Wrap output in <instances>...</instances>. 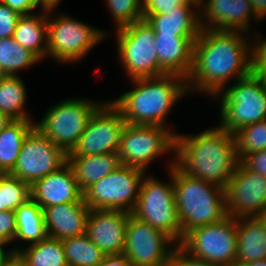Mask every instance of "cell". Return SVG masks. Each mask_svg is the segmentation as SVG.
<instances>
[{"label": "cell", "instance_id": "28", "mask_svg": "<svg viewBox=\"0 0 266 266\" xmlns=\"http://www.w3.org/2000/svg\"><path fill=\"white\" fill-rule=\"evenodd\" d=\"M16 214V237L14 241L21 240L38 243L45 239L48 234L43 218L42 208L31 198L15 210Z\"/></svg>", "mask_w": 266, "mask_h": 266}, {"label": "cell", "instance_id": "32", "mask_svg": "<svg viewBox=\"0 0 266 266\" xmlns=\"http://www.w3.org/2000/svg\"><path fill=\"white\" fill-rule=\"evenodd\" d=\"M239 161L248 154L266 149V119L237 130L234 134Z\"/></svg>", "mask_w": 266, "mask_h": 266}, {"label": "cell", "instance_id": "36", "mask_svg": "<svg viewBox=\"0 0 266 266\" xmlns=\"http://www.w3.org/2000/svg\"><path fill=\"white\" fill-rule=\"evenodd\" d=\"M20 16L21 14L0 1V39L13 36Z\"/></svg>", "mask_w": 266, "mask_h": 266}, {"label": "cell", "instance_id": "15", "mask_svg": "<svg viewBox=\"0 0 266 266\" xmlns=\"http://www.w3.org/2000/svg\"><path fill=\"white\" fill-rule=\"evenodd\" d=\"M125 125L121 112L110 101L104 102L90 118L85 131L68 156L118 153Z\"/></svg>", "mask_w": 266, "mask_h": 266}, {"label": "cell", "instance_id": "7", "mask_svg": "<svg viewBox=\"0 0 266 266\" xmlns=\"http://www.w3.org/2000/svg\"><path fill=\"white\" fill-rule=\"evenodd\" d=\"M103 103L80 98L61 100L47 109L42 120L35 123V127L69 154L85 131L90 118Z\"/></svg>", "mask_w": 266, "mask_h": 266}, {"label": "cell", "instance_id": "5", "mask_svg": "<svg viewBox=\"0 0 266 266\" xmlns=\"http://www.w3.org/2000/svg\"><path fill=\"white\" fill-rule=\"evenodd\" d=\"M174 163L175 160L170 162L167 169L170 183L162 182L151 175L143 176L138 201L132 214L169 236L176 246L180 244L184 235L174 199Z\"/></svg>", "mask_w": 266, "mask_h": 266}, {"label": "cell", "instance_id": "24", "mask_svg": "<svg viewBox=\"0 0 266 266\" xmlns=\"http://www.w3.org/2000/svg\"><path fill=\"white\" fill-rule=\"evenodd\" d=\"M68 164L82 192L122 165L118 153L68 156Z\"/></svg>", "mask_w": 266, "mask_h": 266}, {"label": "cell", "instance_id": "4", "mask_svg": "<svg viewBox=\"0 0 266 266\" xmlns=\"http://www.w3.org/2000/svg\"><path fill=\"white\" fill-rule=\"evenodd\" d=\"M174 199L184 235L228 216L223 187L192 177L173 164Z\"/></svg>", "mask_w": 266, "mask_h": 266}, {"label": "cell", "instance_id": "16", "mask_svg": "<svg viewBox=\"0 0 266 266\" xmlns=\"http://www.w3.org/2000/svg\"><path fill=\"white\" fill-rule=\"evenodd\" d=\"M226 193L227 214L234 218L266 216V177L239 161Z\"/></svg>", "mask_w": 266, "mask_h": 266}, {"label": "cell", "instance_id": "40", "mask_svg": "<svg viewBox=\"0 0 266 266\" xmlns=\"http://www.w3.org/2000/svg\"><path fill=\"white\" fill-rule=\"evenodd\" d=\"M241 162L249 170L266 177V149L248 154Z\"/></svg>", "mask_w": 266, "mask_h": 266}, {"label": "cell", "instance_id": "51", "mask_svg": "<svg viewBox=\"0 0 266 266\" xmlns=\"http://www.w3.org/2000/svg\"><path fill=\"white\" fill-rule=\"evenodd\" d=\"M0 212H2V199H1V191H0Z\"/></svg>", "mask_w": 266, "mask_h": 266}, {"label": "cell", "instance_id": "50", "mask_svg": "<svg viewBox=\"0 0 266 266\" xmlns=\"http://www.w3.org/2000/svg\"><path fill=\"white\" fill-rule=\"evenodd\" d=\"M7 255L0 249V266H2L3 260Z\"/></svg>", "mask_w": 266, "mask_h": 266}, {"label": "cell", "instance_id": "3", "mask_svg": "<svg viewBox=\"0 0 266 266\" xmlns=\"http://www.w3.org/2000/svg\"><path fill=\"white\" fill-rule=\"evenodd\" d=\"M130 91L110 101L130 125L166 127L171 108L188 93L186 79L176 74L133 79Z\"/></svg>", "mask_w": 266, "mask_h": 266}, {"label": "cell", "instance_id": "20", "mask_svg": "<svg viewBox=\"0 0 266 266\" xmlns=\"http://www.w3.org/2000/svg\"><path fill=\"white\" fill-rule=\"evenodd\" d=\"M198 37L199 35L155 34L161 71L186 79L192 68L194 42Z\"/></svg>", "mask_w": 266, "mask_h": 266}, {"label": "cell", "instance_id": "29", "mask_svg": "<svg viewBox=\"0 0 266 266\" xmlns=\"http://www.w3.org/2000/svg\"><path fill=\"white\" fill-rule=\"evenodd\" d=\"M17 253L28 266H68L61 240L47 236L24 250L16 247Z\"/></svg>", "mask_w": 266, "mask_h": 266}, {"label": "cell", "instance_id": "47", "mask_svg": "<svg viewBox=\"0 0 266 266\" xmlns=\"http://www.w3.org/2000/svg\"><path fill=\"white\" fill-rule=\"evenodd\" d=\"M235 266H266V259L248 263L235 264Z\"/></svg>", "mask_w": 266, "mask_h": 266}, {"label": "cell", "instance_id": "19", "mask_svg": "<svg viewBox=\"0 0 266 266\" xmlns=\"http://www.w3.org/2000/svg\"><path fill=\"white\" fill-rule=\"evenodd\" d=\"M31 198L43 209L47 206L79 202L83 192L78 186L74 171L67 163L31 185Z\"/></svg>", "mask_w": 266, "mask_h": 266}, {"label": "cell", "instance_id": "42", "mask_svg": "<svg viewBox=\"0 0 266 266\" xmlns=\"http://www.w3.org/2000/svg\"><path fill=\"white\" fill-rule=\"evenodd\" d=\"M98 266H133L122 254L107 255Z\"/></svg>", "mask_w": 266, "mask_h": 266}, {"label": "cell", "instance_id": "26", "mask_svg": "<svg viewBox=\"0 0 266 266\" xmlns=\"http://www.w3.org/2000/svg\"><path fill=\"white\" fill-rule=\"evenodd\" d=\"M35 128V122L13 120L0 134V174H10L18 160L26 136Z\"/></svg>", "mask_w": 266, "mask_h": 266}, {"label": "cell", "instance_id": "21", "mask_svg": "<svg viewBox=\"0 0 266 266\" xmlns=\"http://www.w3.org/2000/svg\"><path fill=\"white\" fill-rule=\"evenodd\" d=\"M42 210L48 236L62 240L85 233L91 209L82 199L79 202L47 206Z\"/></svg>", "mask_w": 266, "mask_h": 266}, {"label": "cell", "instance_id": "6", "mask_svg": "<svg viewBox=\"0 0 266 266\" xmlns=\"http://www.w3.org/2000/svg\"><path fill=\"white\" fill-rule=\"evenodd\" d=\"M227 87V88H226ZM220 98V127L234 134L237 130L266 119V85L252 72L226 86Z\"/></svg>", "mask_w": 266, "mask_h": 266}, {"label": "cell", "instance_id": "35", "mask_svg": "<svg viewBox=\"0 0 266 266\" xmlns=\"http://www.w3.org/2000/svg\"><path fill=\"white\" fill-rule=\"evenodd\" d=\"M252 44V73L266 85V39Z\"/></svg>", "mask_w": 266, "mask_h": 266}, {"label": "cell", "instance_id": "33", "mask_svg": "<svg viewBox=\"0 0 266 266\" xmlns=\"http://www.w3.org/2000/svg\"><path fill=\"white\" fill-rule=\"evenodd\" d=\"M0 191L2 211H15L31 199V186L10 174H0Z\"/></svg>", "mask_w": 266, "mask_h": 266}, {"label": "cell", "instance_id": "9", "mask_svg": "<svg viewBox=\"0 0 266 266\" xmlns=\"http://www.w3.org/2000/svg\"><path fill=\"white\" fill-rule=\"evenodd\" d=\"M119 59L130 80L165 75L159 68L155 31L145 19L116 30Z\"/></svg>", "mask_w": 266, "mask_h": 266}, {"label": "cell", "instance_id": "34", "mask_svg": "<svg viewBox=\"0 0 266 266\" xmlns=\"http://www.w3.org/2000/svg\"><path fill=\"white\" fill-rule=\"evenodd\" d=\"M106 3L116 22V29L143 19L142 0H106Z\"/></svg>", "mask_w": 266, "mask_h": 266}, {"label": "cell", "instance_id": "37", "mask_svg": "<svg viewBox=\"0 0 266 266\" xmlns=\"http://www.w3.org/2000/svg\"><path fill=\"white\" fill-rule=\"evenodd\" d=\"M185 0H142L143 15H163Z\"/></svg>", "mask_w": 266, "mask_h": 266}, {"label": "cell", "instance_id": "31", "mask_svg": "<svg viewBox=\"0 0 266 266\" xmlns=\"http://www.w3.org/2000/svg\"><path fill=\"white\" fill-rule=\"evenodd\" d=\"M40 59L21 46L13 37L0 39V75L17 76ZM18 71V72H17Z\"/></svg>", "mask_w": 266, "mask_h": 266}, {"label": "cell", "instance_id": "46", "mask_svg": "<svg viewBox=\"0 0 266 266\" xmlns=\"http://www.w3.org/2000/svg\"><path fill=\"white\" fill-rule=\"evenodd\" d=\"M13 120L10 119L7 115L0 112V134L3 129L8 126Z\"/></svg>", "mask_w": 266, "mask_h": 266}, {"label": "cell", "instance_id": "49", "mask_svg": "<svg viewBox=\"0 0 266 266\" xmlns=\"http://www.w3.org/2000/svg\"><path fill=\"white\" fill-rule=\"evenodd\" d=\"M185 1L191 4H196L199 7L201 6V2H202V0H185Z\"/></svg>", "mask_w": 266, "mask_h": 266}, {"label": "cell", "instance_id": "10", "mask_svg": "<svg viewBox=\"0 0 266 266\" xmlns=\"http://www.w3.org/2000/svg\"><path fill=\"white\" fill-rule=\"evenodd\" d=\"M179 246L189 255L216 266H235L236 218L195 227L184 234Z\"/></svg>", "mask_w": 266, "mask_h": 266}, {"label": "cell", "instance_id": "1", "mask_svg": "<svg viewBox=\"0 0 266 266\" xmlns=\"http://www.w3.org/2000/svg\"><path fill=\"white\" fill-rule=\"evenodd\" d=\"M238 30L202 28L194 42L193 64L186 78L188 92L216 97L234 78L252 72V42Z\"/></svg>", "mask_w": 266, "mask_h": 266}, {"label": "cell", "instance_id": "12", "mask_svg": "<svg viewBox=\"0 0 266 266\" xmlns=\"http://www.w3.org/2000/svg\"><path fill=\"white\" fill-rule=\"evenodd\" d=\"M176 132L163 126H124L118 156L123 165L146 172L149 164L159 156L175 151Z\"/></svg>", "mask_w": 266, "mask_h": 266}, {"label": "cell", "instance_id": "41", "mask_svg": "<svg viewBox=\"0 0 266 266\" xmlns=\"http://www.w3.org/2000/svg\"><path fill=\"white\" fill-rule=\"evenodd\" d=\"M21 15L31 14L39 6V0H0Z\"/></svg>", "mask_w": 266, "mask_h": 266}, {"label": "cell", "instance_id": "43", "mask_svg": "<svg viewBox=\"0 0 266 266\" xmlns=\"http://www.w3.org/2000/svg\"><path fill=\"white\" fill-rule=\"evenodd\" d=\"M255 16L261 21L266 17V0H250Z\"/></svg>", "mask_w": 266, "mask_h": 266}, {"label": "cell", "instance_id": "30", "mask_svg": "<svg viewBox=\"0 0 266 266\" xmlns=\"http://www.w3.org/2000/svg\"><path fill=\"white\" fill-rule=\"evenodd\" d=\"M68 266H98L104 253L84 233L61 240Z\"/></svg>", "mask_w": 266, "mask_h": 266}, {"label": "cell", "instance_id": "18", "mask_svg": "<svg viewBox=\"0 0 266 266\" xmlns=\"http://www.w3.org/2000/svg\"><path fill=\"white\" fill-rule=\"evenodd\" d=\"M199 10L200 24L204 29L248 33L251 18L257 22L259 20L252 10L250 0H202Z\"/></svg>", "mask_w": 266, "mask_h": 266}, {"label": "cell", "instance_id": "25", "mask_svg": "<svg viewBox=\"0 0 266 266\" xmlns=\"http://www.w3.org/2000/svg\"><path fill=\"white\" fill-rule=\"evenodd\" d=\"M48 11L39 14L21 15L17 21L13 38L21 46L34 53L40 60L47 56Z\"/></svg>", "mask_w": 266, "mask_h": 266}, {"label": "cell", "instance_id": "2", "mask_svg": "<svg viewBox=\"0 0 266 266\" xmlns=\"http://www.w3.org/2000/svg\"><path fill=\"white\" fill-rule=\"evenodd\" d=\"M175 164L185 173L224 189L239 163L235 138L219 125L195 135H175Z\"/></svg>", "mask_w": 266, "mask_h": 266}, {"label": "cell", "instance_id": "23", "mask_svg": "<svg viewBox=\"0 0 266 266\" xmlns=\"http://www.w3.org/2000/svg\"><path fill=\"white\" fill-rule=\"evenodd\" d=\"M196 8V9H195ZM200 9L196 4L185 2L163 15H143L155 34L200 35Z\"/></svg>", "mask_w": 266, "mask_h": 266}, {"label": "cell", "instance_id": "38", "mask_svg": "<svg viewBox=\"0 0 266 266\" xmlns=\"http://www.w3.org/2000/svg\"><path fill=\"white\" fill-rule=\"evenodd\" d=\"M167 266H216L207 261L189 255L179 245H176Z\"/></svg>", "mask_w": 266, "mask_h": 266}, {"label": "cell", "instance_id": "48", "mask_svg": "<svg viewBox=\"0 0 266 266\" xmlns=\"http://www.w3.org/2000/svg\"><path fill=\"white\" fill-rule=\"evenodd\" d=\"M6 244H9L1 235H0V249L6 254L10 255L13 254V249H9L8 251L5 252L4 246Z\"/></svg>", "mask_w": 266, "mask_h": 266}, {"label": "cell", "instance_id": "17", "mask_svg": "<svg viewBox=\"0 0 266 266\" xmlns=\"http://www.w3.org/2000/svg\"><path fill=\"white\" fill-rule=\"evenodd\" d=\"M130 214L122 210L91 209L85 234L105 256L122 254Z\"/></svg>", "mask_w": 266, "mask_h": 266}, {"label": "cell", "instance_id": "27", "mask_svg": "<svg viewBox=\"0 0 266 266\" xmlns=\"http://www.w3.org/2000/svg\"><path fill=\"white\" fill-rule=\"evenodd\" d=\"M26 87L17 76L0 75V112L12 120H28L31 117L25 111Z\"/></svg>", "mask_w": 266, "mask_h": 266}, {"label": "cell", "instance_id": "22", "mask_svg": "<svg viewBox=\"0 0 266 266\" xmlns=\"http://www.w3.org/2000/svg\"><path fill=\"white\" fill-rule=\"evenodd\" d=\"M235 264L266 259V216L238 217Z\"/></svg>", "mask_w": 266, "mask_h": 266}, {"label": "cell", "instance_id": "45", "mask_svg": "<svg viewBox=\"0 0 266 266\" xmlns=\"http://www.w3.org/2000/svg\"><path fill=\"white\" fill-rule=\"evenodd\" d=\"M61 0H39L42 11L55 10Z\"/></svg>", "mask_w": 266, "mask_h": 266}, {"label": "cell", "instance_id": "8", "mask_svg": "<svg viewBox=\"0 0 266 266\" xmlns=\"http://www.w3.org/2000/svg\"><path fill=\"white\" fill-rule=\"evenodd\" d=\"M52 11H48L47 18V56H51L58 62L67 64L83 59L106 37L105 31L68 15L59 14L53 18Z\"/></svg>", "mask_w": 266, "mask_h": 266}, {"label": "cell", "instance_id": "39", "mask_svg": "<svg viewBox=\"0 0 266 266\" xmlns=\"http://www.w3.org/2000/svg\"><path fill=\"white\" fill-rule=\"evenodd\" d=\"M17 225L15 211L0 212V235L8 242H14L16 237Z\"/></svg>", "mask_w": 266, "mask_h": 266}, {"label": "cell", "instance_id": "11", "mask_svg": "<svg viewBox=\"0 0 266 266\" xmlns=\"http://www.w3.org/2000/svg\"><path fill=\"white\" fill-rule=\"evenodd\" d=\"M145 171L121 165L83 192L90 209L122 210L132 213L138 201Z\"/></svg>", "mask_w": 266, "mask_h": 266}, {"label": "cell", "instance_id": "14", "mask_svg": "<svg viewBox=\"0 0 266 266\" xmlns=\"http://www.w3.org/2000/svg\"><path fill=\"white\" fill-rule=\"evenodd\" d=\"M171 243L169 236L130 214L123 254L133 266H167L176 248Z\"/></svg>", "mask_w": 266, "mask_h": 266}, {"label": "cell", "instance_id": "44", "mask_svg": "<svg viewBox=\"0 0 266 266\" xmlns=\"http://www.w3.org/2000/svg\"><path fill=\"white\" fill-rule=\"evenodd\" d=\"M2 266H28V265L22 260V258L17 253H13L7 255L4 258Z\"/></svg>", "mask_w": 266, "mask_h": 266}, {"label": "cell", "instance_id": "13", "mask_svg": "<svg viewBox=\"0 0 266 266\" xmlns=\"http://www.w3.org/2000/svg\"><path fill=\"white\" fill-rule=\"evenodd\" d=\"M68 163V154L36 127L23 141L17 163L10 175L30 186Z\"/></svg>", "mask_w": 266, "mask_h": 266}]
</instances>
